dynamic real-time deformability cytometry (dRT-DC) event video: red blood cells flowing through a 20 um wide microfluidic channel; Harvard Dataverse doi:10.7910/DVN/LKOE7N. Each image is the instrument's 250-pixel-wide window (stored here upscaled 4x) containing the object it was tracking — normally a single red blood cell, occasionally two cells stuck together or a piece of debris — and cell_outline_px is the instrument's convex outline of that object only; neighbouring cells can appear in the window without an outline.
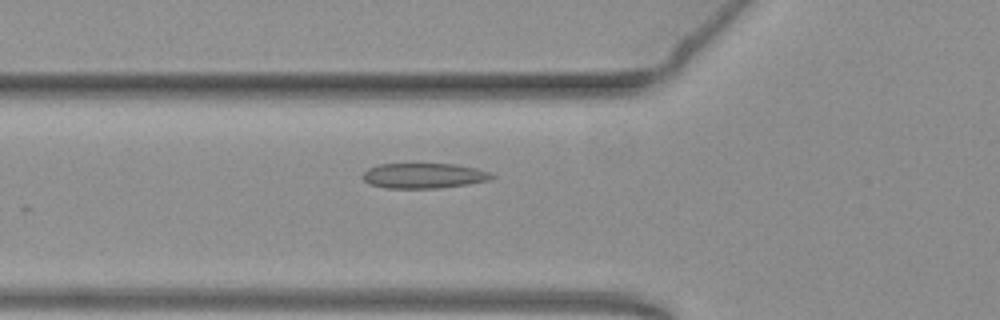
{"species": "common noctule bat (a hibernating species)", "species_latin": "Nyctalus noctula", "temperature_condition": "warm", "stored_images_in_passage": 34, "camera_frame_rate_fps": 3000, "um_per_image_px": 0.085, "animal": {"sex": "female", "body_mass_g": 19.3, "forearm_length_mm": 54.1}, "frame": {"image": 1, "passage_image": 4, "time_ms": 1.0, "image_size_px": [1000, 320], "cell_outline_px": [[496, 176], [488, 180], [468, 184], [436, 188], [384, 188], [368, 184], [360, 176], [368, 168], [380, 164], [456, 164], [476, 168], [488, 172]], "centroid_in_image_um": [35.97, 14.94], "position_along_channel_um": 89.8, "area_um2": 18.96}}
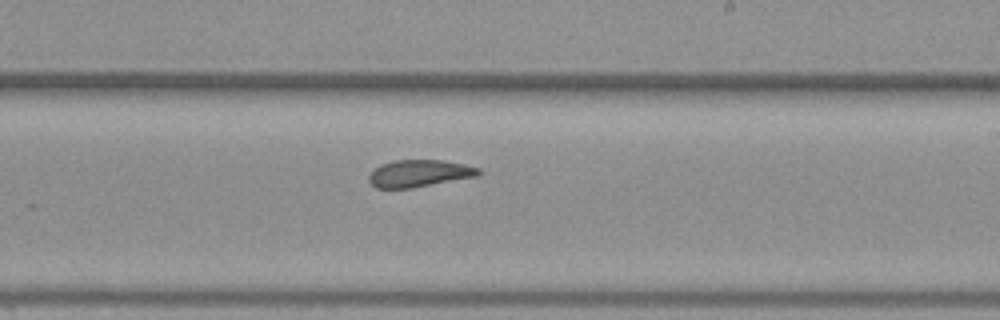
{"frame": {"image": 2, "passage_image": 17, "time_ms": 5.333, "image_size_px": [1000, 320], "cell_outline_px": [[480, 172], [476, 176], [412, 188], [376, 188], [368, 180], [368, 176], [380, 164], [392, 160], [444, 160], [464, 164], [480, 168]], "centroid_in_image_um": [35.61, 14.73], "position_along_channel_um": 253.4, "area_um2": 17.22}}
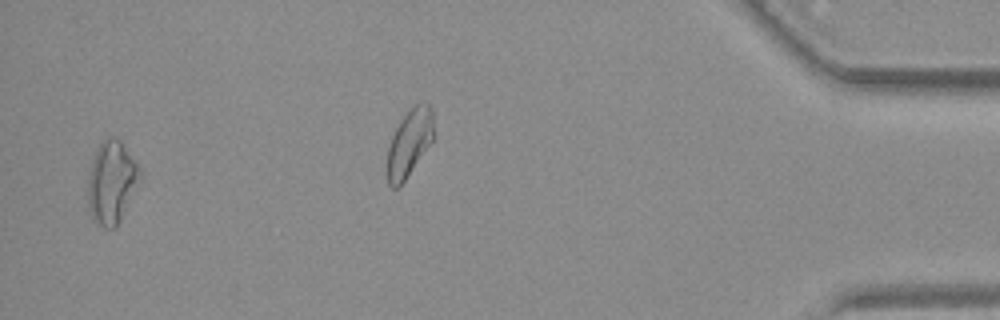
{"frame": {"image": 3, "passage_image": 32, "time_ms": 10.333, "image_size_px": [1000, 320], "cell_outline_px": [[140, 180], [116, 228], [104, 228], [92, 216], [88, 204], [88, 172], [96, 148], [104, 136], [112, 136], [120, 140], [140, 168]], "centroid_in_image_um": [9.47, 15.44], "position_along_channel_um": 425.7, "area_um2": 24.91}, "authors_computed_cell_mechanics": {"area_um2": 18.2648, "velocity_mm_per_s": 3.7683, "shape_relaxation_time_tau1_ms": 4.2003, "shape_relaxation_time_tau2_ms": 1.1079, "deformation_change_tau1": 0.1114, "deformation_change_tau2": 0.0636}}